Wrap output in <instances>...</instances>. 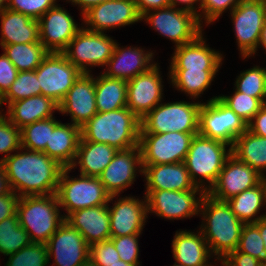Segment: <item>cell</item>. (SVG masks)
Segmentation results:
<instances>
[{"instance_id":"cell-27","label":"cell","mask_w":266,"mask_h":266,"mask_svg":"<svg viewBox=\"0 0 266 266\" xmlns=\"http://www.w3.org/2000/svg\"><path fill=\"white\" fill-rule=\"evenodd\" d=\"M196 232L187 229L176 231L171 243L175 263L182 266H214L210 262L214 256L203 234L199 229Z\"/></svg>"},{"instance_id":"cell-50","label":"cell","mask_w":266,"mask_h":266,"mask_svg":"<svg viewBox=\"0 0 266 266\" xmlns=\"http://www.w3.org/2000/svg\"><path fill=\"white\" fill-rule=\"evenodd\" d=\"M221 266H263V262L252 255L239 252L237 249L231 251L223 260Z\"/></svg>"},{"instance_id":"cell-46","label":"cell","mask_w":266,"mask_h":266,"mask_svg":"<svg viewBox=\"0 0 266 266\" xmlns=\"http://www.w3.org/2000/svg\"><path fill=\"white\" fill-rule=\"evenodd\" d=\"M57 2V0H7V9L25 14L34 20H39Z\"/></svg>"},{"instance_id":"cell-25","label":"cell","mask_w":266,"mask_h":266,"mask_svg":"<svg viewBox=\"0 0 266 266\" xmlns=\"http://www.w3.org/2000/svg\"><path fill=\"white\" fill-rule=\"evenodd\" d=\"M142 166L146 190H202L192 182L185 162Z\"/></svg>"},{"instance_id":"cell-6","label":"cell","mask_w":266,"mask_h":266,"mask_svg":"<svg viewBox=\"0 0 266 266\" xmlns=\"http://www.w3.org/2000/svg\"><path fill=\"white\" fill-rule=\"evenodd\" d=\"M201 101L160 102L140 120V133H198Z\"/></svg>"},{"instance_id":"cell-30","label":"cell","mask_w":266,"mask_h":266,"mask_svg":"<svg viewBox=\"0 0 266 266\" xmlns=\"http://www.w3.org/2000/svg\"><path fill=\"white\" fill-rule=\"evenodd\" d=\"M58 111V104L44 95L31 96L23 100L12 102L5 115L18 129L36 121L53 117Z\"/></svg>"},{"instance_id":"cell-63","label":"cell","mask_w":266,"mask_h":266,"mask_svg":"<svg viewBox=\"0 0 266 266\" xmlns=\"http://www.w3.org/2000/svg\"><path fill=\"white\" fill-rule=\"evenodd\" d=\"M264 85H265V97H266V67H265V80H264Z\"/></svg>"},{"instance_id":"cell-29","label":"cell","mask_w":266,"mask_h":266,"mask_svg":"<svg viewBox=\"0 0 266 266\" xmlns=\"http://www.w3.org/2000/svg\"><path fill=\"white\" fill-rule=\"evenodd\" d=\"M0 46L40 42L39 21L25 14L4 9L0 13Z\"/></svg>"},{"instance_id":"cell-28","label":"cell","mask_w":266,"mask_h":266,"mask_svg":"<svg viewBox=\"0 0 266 266\" xmlns=\"http://www.w3.org/2000/svg\"><path fill=\"white\" fill-rule=\"evenodd\" d=\"M80 139L81 127L60 121L50 131L49 143L46 144L44 153L64 168H69L75 161Z\"/></svg>"},{"instance_id":"cell-52","label":"cell","mask_w":266,"mask_h":266,"mask_svg":"<svg viewBox=\"0 0 266 266\" xmlns=\"http://www.w3.org/2000/svg\"><path fill=\"white\" fill-rule=\"evenodd\" d=\"M247 130L256 136L266 138V104L255 114L247 124Z\"/></svg>"},{"instance_id":"cell-3","label":"cell","mask_w":266,"mask_h":266,"mask_svg":"<svg viewBox=\"0 0 266 266\" xmlns=\"http://www.w3.org/2000/svg\"><path fill=\"white\" fill-rule=\"evenodd\" d=\"M140 128V119L127 107L97 112L81 127V139L123 150L139 146Z\"/></svg>"},{"instance_id":"cell-40","label":"cell","mask_w":266,"mask_h":266,"mask_svg":"<svg viewBox=\"0 0 266 266\" xmlns=\"http://www.w3.org/2000/svg\"><path fill=\"white\" fill-rule=\"evenodd\" d=\"M265 67L255 65L245 71L240 72L234 82L236 91L247 94L255 98H259L266 104L265 97Z\"/></svg>"},{"instance_id":"cell-43","label":"cell","mask_w":266,"mask_h":266,"mask_svg":"<svg viewBox=\"0 0 266 266\" xmlns=\"http://www.w3.org/2000/svg\"><path fill=\"white\" fill-rule=\"evenodd\" d=\"M237 250L252 255L263 263L266 262L264 241L259 228L254 223L243 225Z\"/></svg>"},{"instance_id":"cell-31","label":"cell","mask_w":266,"mask_h":266,"mask_svg":"<svg viewBox=\"0 0 266 266\" xmlns=\"http://www.w3.org/2000/svg\"><path fill=\"white\" fill-rule=\"evenodd\" d=\"M117 149L104 143L80 139L76 158L71 169L80 168V174L99 177L117 153Z\"/></svg>"},{"instance_id":"cell-62","label":"cell","mask_w":266,"mask_h":266,"mask_svg":"<svg viewBox=\"0 0 266 266\" xmlns=\"http://www.w3.org/2000/svg\"><path fill=\"white\" fill-rule=\"evenodd\" d=\"M3 104H4V102H3V95L0 93V107H2L3 106ZM1 110H0V116H3V115H5L2 111V108H0ZM3 113V114H2Z\"/></svg>"},{"instance_id":"cell-8","label":"cell","mask_w":266,"mask_h":266,"mask_svg":"<svg viewBox=\"0 0 266 266\" xmlns=\"http://www.w3.org/2000/svg\"><path fill=\"white\" fill-rule=\"evenodd\" d=\"M141 21L148 23L159 35L173 41L175 47L194 41L204 31L197 15L179 6L149 11L141 16Z\"/></svg>"},{"instance_id":"cell-21","label":"cell","mask_w":266,"mask_h":266,"mask_svg":"<svg viewBox=\"0 0 266 266\" xmlns=\"http://www.w3.org/2000/svg\"><path fill=\"white\" fill-rule=\"evenodd\" d=\"M260 180L261 174L231 155L226 160L216 182L206 194L215 200L227 201L244 190L255 187L261 182Z\"/></svg>"},{"instance_id":"cell-61","label":"cell","mask_w":266,"mask_h":266,"mask_svg":"<svg viewBox=\"0 0 266 266\" xmlns=\"http://www.w3.org/2000/svg\"><path fill=\"white\" fill-rule=\"evenodd\" d=\"M266 173H262L261 174V183L263 184V187H264V189H265V191H266V175H265Z\"/></svg>"},{"instance_id":"cell-9","label":"cell","mask_w":266,"mask_h":266,"mask_svg":"<svg viewBox=\"0 0 266 266\" xmlns=\"http://www.w3.org/2000/svg\"><path fill=\"white\" fill-rule=\"evenodd\" d=\"M247 130L246 122L229 108L219 96L202 103L198 134L233 146L238 136Z\"/></svg>"},{"instance_id":"cell-60","label":"cell","mask_w":266,"mask_h":266,"mask_svg":"<svg viewBox=\"0 0 266 266\" xmlns=\"http://www.w3.org/2000/svg\"><path fill=\"white\" fill-rule=\"evenodd\" d=\"M7 8V0H0V13Z\"/></svg>"},{"instance_id":"cell-16","label":"cell","mask_w":266,"mask_h":266,"mask_svg":"<svg viewBox=\"0 0 266 266\" xmlns=\"http://www.w3.org/2000/svg\"><path fill=\"white\" fill-rule=\"evenodd\" d=\"M51 266H89L90 246L82 234L64 221L46 243Z\"/></svg>"},{"instance_id":"cell-38","label":"cell","mask_w":266,"mask_h":266,"mask_svg":"<svg viewBox=\"0 0 266 266\" xmlns=\"http://www.w3.org/2000/svg\"><path fill=\"white\" fill-rule=\"evenodd\" d=\"M58 123V119L51 117L23 127L21 129L22 148L44 152L46 144L49 143L50 131H53Z\"/></svg>"},{"instance_id":"cell-4","label":"cell","mask_w":266,"mask_h":266,"mask_svg":"<svg viewBox=\"0 0 266 266\" xmlns=\"http://www.w3.org/2000/svg\"><path fill=\"white\" fill-rule=\"evenodd\" d=\"M231 155L232 146L229 144L197 134L191 141L184 162L192 182L207 193Z\"/></svg>"},{"instance_id":"cell-22","label":"cell","mask_w":266,"mask_h":266,"mask_svg":"<svg viewBox=\"0 0 266 266\" xmlns=\"http://www.w3.org/2000/svg\"><path fill=\"white\" fill-rule=\"evenodd\" d=\"M58 112L71 116L72 124L82 127L96 113L95 77L82 73L58 105Z\"/></svg>"},{"instance_id":"cell-5","label":"cell","mask_w":266,"mask_h":266,"mask_svg":"<svg viewBox=\"0 0 266 266\" xmlns=\"http://www.w3.org/2000/svg\"><path fill=\"white\" fill-rule=\"evenodd\" d=\"M56 194L22 196L17 204L19 224L31 242L46 244L65 221Z\"/></svg>"},{"instance_id":"cell-41","label":"cell","mask_w":266,"mask_h":266,"mask_svg":"<svg viewBox=\"0 0 266 266\" xmlns=\"http://www.w3.org/2000/svg\"><path fill=\"white\" fill-rule=\"evenodd\" d=\"M219 98L233 110L246 124H248L255 114L265 105L259 98L248 96L245 93L234 91L230 95H218Z\"/></svg>"},{"instance_id":"cell-10","label":"cell","mask_w":266,"mask_h":266,"mask_svg":"<svg viewBox=\"0 0 266 266\" xmlns=\"http://www.w3.org/2000/svg\"><path fill=\"white\" fill-rule=\"evenodd\" d=\"M116 43L105 33L92 32L83 27L62 53L82 73H91L92 67L107 65Z\"/></svg>"},{"instance_id":"cell-64","label":"cell","mask_w":266,"mask_h":266,"mask_svg":"<svg viewBox=\"0 0 266 266\" xmlns=\"http://www.w3.org/2000/svg\"><path fill=\"white\" fill-rule=\"evenodd\" d=\"M172 266H182V265L174 263Z\"/></svg>"},{"instance_id":"cell-20","label":"cell","mask_w":266,"mask_h":266,"mask_svg":"<svg viewBox=\"0 0 266 266\" xmlns=\"http://www.w3.org/2000/svg\"><path fill=\"white\" fill-rule=\"evenodd\" d=\"M118 197H110L109 202H112V206L108 203L111 237L142 234L148 218L146 196L144 195L143 199L135 196Z\"/></svg>"},{"instance_id":"cell-53","label":"cell","mask_w":266,"mask_h":266,"mask_svg":"<svg viewBox=\"0 0 266 266\" xmlns=\"http://www.w3.org/2000/svg\"><path fill=\"white\" fill-rule=\"evenodd\" d=\"M139 14H143L155 10L162 9L170 6L169 0H134Z\"/></svg>"},{"instance_id":"cell-14","label":"cell","mask_w":266,"mask_h":266,"mask_svg":"<svg viewBox=\"0 0 266 266\" xmlns=\"http://www.w3.org/2000/svg\"><path fill=\"white\" fill-rule=\"evenodd\" d=\"M205 194L203 190H145L144 195L148 214L153 213L162 219L184 220L199 215L200 203Z\"/></svg>"},{"instance_id":"cell-59","label":"cell","mask_w":266,"mask_h":266,"mask_svg":"<svg viewBox=\"0 0 266 266\" xmlns=\"http://www.w3.org/2000/svg\"><path fill=\"white\" fill-rule=\"evenodd\" d=\"M141 264H129V263H126L124 262L123 260L119 259L117 261V263H115L114 265L112 266H140Z\"/></svg>"},{"instance_id":"cell-49","label":"cell","mask_w":266,"mask_h":266,"mask_svg":"<svg viewBox=\"0 0 266 266\" xmlns=\"http://www.w3.org/2000/svg\"><path fill=\"white\" fill-rule=\"evenodd\" d=\"M19 71L10 61V59L2 53L0 55V93L4 95L17 78Z\"/></svg>"},{"instance_id":"cell-19","label":"cell","mask_w":266,"mask_h":266,"mask_svg":"<svg viewBox=\"0 0 266 266\" xmlns=\"http://www.w3.org/2000/svg\"><path fill=\"white\" fill-rule=\"evenodd\" d=\"M40 43L48 52L62 53L83 28L64 7L56 4L39 18Z\"/></svg>"},{"instance_id":"cell-32","label":"cell","mask_w":266,"mask_h":266,"mask_svg":"<svg viewBox=\"0 0 266 266\" xmlns=\"http://www.w3.org/2000/svg\"><path fill=\"white\" fill-rule=\"evenodd\" d=\"M226 202L244 224L256 223L259 219L266 217V212L258 216L261 209L264 206L266 208V191L261 182L255 187L229 198Z\"/></svg>"},{"instance_id":"cell-57","label":"cell","mask_w":266,"mask_h":266,"mask_svg":"<svg viewBox=\"0 0 266 266\" xmlns=\"http://www.w3.org/2000/svg\"><path fill=\"white\" fill-rule=\"evenodd\" d=\"M260 231V235L262 236V239L264 241V247L266 250V217L259 219L256 223H254Z\"/></svg>"},{"instance_id":"cell-44","label":"cell","mask_w":266,"mask_h":266,"mask_svg":"<svg viewBox=\"0 0 266 266\" xmlns=\"http://www.w3.org/2000/svg\"><path fill=\"white\" fill-rule=\"evenodd\" d=\"M21 147V129L12 124L6 115L0 116V153L3 154L0 163Z\"/></svg>"},{"instance_id":"cell-1","label":"cell","mask_w":266,"mask_h":266,"mask_svg":"<svg viewBox=\"0 0 266 266\" xmlns=\"http://www.w3.org/2000/svg\"><path fill=\"white\" fill-rule=\"evenodd\" d=\"M1 164L4 166L12 191L19 197L56 194L64 169L46 153L22 147Z\"/></svg>"},{"instance_id":"cell-15","label":"cell","mask_w":266,"mask_h":266,"mask_svg":"<svg viewBox=\"0 0 266 266\" xmlns=\"http://www.w3.org/2000/svg\"><path fill=\"white\" fill-rule=\"evenodd\" d=\"M82 20L86 30L104 33L140 22L141 15L134 0H108L91 7Z\"/></svg>"},{"instance_id":"cell-55","label":"cell","mask_w":266,"mask_h":266,"mask_svg":"<svg viewBox=\"0 0 266 266\" xmlns=\"http://www.w3.org/2000/svg\"><path fill=\"white\" fill-rule=\"evenodd\" d=\"M108 0H66V2H71L72 5L78 6V8L81 10V16L88 11L91 7L96 6L100 3H103Z\"/></svg>"},{"instance_id":"cell-45","label":"cell","mask_w":266,"mask_h":266,"mask_svg":"<svg viewBox=\"0 0 266 266\" xmlns=\"http://www.w3.org/2000/svg\"><path fill=\"white\" fill-rule=\"evenodd\" d=\"M242 0H201L199 22L202 26L214 23L228 9L230 12ZM204 20V21H203ZM203 22H205L203 24Z\"/></svg>"},{"instance_id":"cell-48","label":"cell","mask_w":266,"mask_h":266,"mask_svg":"<svg viewBox=\"0 0 266 266\" xmlns=\"http://www.w3.org/2000/svg\"><path fill=\"white\" fill-rule=\"evenodd\" d=\"M141 234L110 237L119 258L129 264H140L139 261V240Z\"/></svg>"},{"instance_id":"cell-34","label":"cell","mask_w":266,"mask_h":266,"mask_svg":"<svg viewBox=\"0 0 266 266\" xmlns=\"http://www.w3.org/2000/svg\"><path fill=\"white\" fill-rule=\"evenodd\" d=\"M232 155L259 174L266 172V138L246 130L232 146Z\"/></svg>"},{"instance_id":"cell-33","label":"cell","mask_w":266,"mask_h":266,"mask_svg":"<svg viewBox=\"0 0 266 266\" xmlns=\"http://www.w3.org/2000/svg\"><path fill=\"white\" fill-rule=\"evenodd\" d=\"M95 77L97 112H108L127 107V81L110 78L100 72Z\"/></svg>"},{"instance_id":"cell-35","label":"cell","mask_w":266,"mask_h":266,"mask_svg":"<svg viewBox=\"0 0 266 266\" xmlns=\"http://www.w3.org/2000/svg\"><path fill=\"white\" fill-rule=\"evenodd\" d=\"M219 70H169L170 84L189 99H197L209 89Z\"/></svg>"},{"instance_id":"cell-36","label":"cell","mask_w":266,"mask_h":266,"mask_svg":"<svg viewBox=\"0 0 266 266\" xmlns=\"http://www.w3.org/2000/svg\"><path fill=\"white\" fill-rule=\"evenodd\" d=\"M2 49L19 72L36 70L49 53L40 42L9 44Z\"/></svg>"},{"instance_id":"cell-11","label":"cell","mask_w":266,"mask_h":266,"mask_svg":"<svg viewBox=\"0 0 266 266\" xmlns=\"http://www.w3.org/2000/svg\"><path fill=\"white\" fill-rule=\"evenodd\" d=\"M198 133H140L142 165L184 162L194 135Z\"/></svg>"},{"instance_id":"cell-13","label":"cell","mask_w":266,"mask_h":266,"mask_svg":"<svg viewBox=\"0 0 266 266\" xmlns=\"http://www.w3.org/2000/svg\"><path fill=\"white\" fill-rule=\"evenodd\" d=\"M41 95L58 105L82 72L63 53L49 52L36 68Z\"/></svg>"},{"instance_id":"cell-26","label":"cell","mask_w":266,"mask_h":266,"mask_svg":"<svg viewBox=\"0 0 266 266\" xmlns=\"http://www.w3.org/2000/svg\"><path fill=\"white\" fill-rule=\"evenodd\" d=\"M65 221L82 234L89 246L111 237L108 204L76 210Z\"/></svg>"},{"instance_id":"cell-54","label":"cell","mask_w":266,"mask_h":266,"mask_svg":"<svg viewBox=\"0 0 266 266\" xmlns=\"http://www.w3.org/2000/svg\"><path fill=\"white\" fill-rule=\"evenodd\" d=\"M169 3H170V6L176 7V8H178L177 7L178 5L181 4L183 6V4H184V7H180V8L183 10H187V11L192 12L193 14L197 15V17L199 19L201 0H169Z\"/></svg>"},{"instance_id":"cell-18","label":"cell","mask_w":266,"mask_h":266,"mask_svg":"<svg viewBox=\"0 0 266 266\" xmlns=\"http://www.w3.org/2000/svg\"><path fill=\"white\" fill-rule=\"evenodd\" d=\"M138 172L143 174L142 155L140 146H133L118 150L99 179L111 196H118L134 184Z\"/></svg>"},{"instance_id":"cell-7","label":"cell","mask_w":266,"mask_h":266,"mask_svg":"<svg viewBox=\"0 0 266 266\" xmlns=\"http://www.w3.org/2000/svg\"><path fill=\"white\" fill-rule=\"evenodd\" d=\"M71 170L70 167L62 170L56 191L60 210L66 211L64 218L76 210L109 203L111 195L99 177L79 174V177L71 178Z\"/></svg>"},{"instance_id":"cell-39","label":"cell","mask_w":266,"mask_h":266,"mask_svg":"<svg viewBox=\"0 0 266 266\" xmlns=\"http://www.w3.org/2000/svg\"><path fill=\"white\" fill-rule=\"evenodd\" d=\"M37 95H41V87L36 71H23L18 73L15 81L3 95V102L8 107L12 102Z\"/></svg>"},{"instance_id":"cell-24","label":"cell","mask_w":266,"mask_h":266,"mask_svg":"<svg viewBox=\"0 0 266 266\" xmlns=\"http://www.w3.org/2000/svg\"><path fill=\"white\" fill-rule=\"evenodd\" d=\"M154 52L141 47L115 45L113 55L103 71V74L116 79L129 81L133 77L147 72L156 63ZM154 62V63H153Z\"/></svg>"},{"instance_id":"cell-51","label":"cell","mask_w":266,"mask_h":266,"mask_svg":"<svg viewBox=\"0 0 266 266\" xmlns=\"http://www.w3.org/2000/svg\"><path fill=\"white\" fill-rule=\"evenodd\" d=\"M19 198L14 191L0 196V222L16 214Z\"/></svg>"},{"instance_id":"cell-58","label":"cell","mask_w":266,"mask_h":266,"mask_svg":"<svg viewBox=\"0 0 266 266\" xmlns=\"http://www.w3.org/2000/svg\"><path fill=\"white\" fill-rule=\"evenodd\" d=\"M258 48H263V50L265 49L266 51V19L264 21L263 28L261 30L257 51H258Z\"/></svg>"},{"instance_id":"cell-2","label":"cell","mask_w":266,"mask_h":266,"mask_svg":"<svg viewBox=\"0 0 266 266\" xmlns=\"http://www.w3.org/2000/svg\"><path fill=\"white\" fill-rule=\"evenodd\" d=\"M199 214L202 215L199 230L214 256V261L220 262L237 249L244 223L232 212L226 201L215 200L208 194L201 200Z\"/></svg>"},{"instance_id":"cell-37","label":"cell","mask_w":266,"mask_h":266,"mask_svg":"<svg viewBox=\"0 0 266 266\" xmlns=\"http://www.w3.org/2000/svg\"><path fill=\"white\" fill-rule=\"evenodd\" d=\"M31 243L27 231L20 226L17 214L0 222V254L5 257Z\"/></svg>"},{"instance_id":"cell-47","label":"cell","mask_w":266,"mask_h":266,"mask_svg":"<svg viewBox=\"0 0 266 266\" xmlns=\"http://www.w3.org/2000/svg\"><path fill=\"white\" fill-rule=\"evenodd\" d=\"M119 259V254L110 239L90 246L89 266H112Z\"/></svg>"},{"instance_id":"cell-17","label":"cell","mask_w":266,"mask_h":266,"mask_svg":"<svg viewBox=\"0 0 266 266\" xmlns=\"http://www.w3.org/2000/svg\"><path fill=\"white\" fill-rule=\"evenodd\" d=\"M162 83L164 82L157 62L147 72L127 81V108L140 120L162 102Z\"/></svg>"},{"instance_id":"cell-56","label":"cell","mask_w":266,"mask_h":266,"mask_svg":"<svg viewBox=\"0 0 266 266\" xmlns=\"http://www.w3.org/2000/svg\"><path fill=\"white\" fill-rule=\"evenodd\" d=\"M11 186L9 183V179L6 175V171L4 166L0 163V196L5 195L11 192Z\"/></svg>"},{"instance_id":"cell-42","label":"cell","mask_w":266,"mask_h":266,"mask_svg":"<svg viewBox=\"0 0 266 266\" xmlns=\"http://www.w3.org/2000/svg\"><path fill=\"white\" fill-rule=\"evenodd\" d=\"M5 266H48L46 244L31 242L16 253L7 255Z\"/></svg>"},{"instance_id":"cell-23","label":"cell","mask_w":266,"mask_h":266,"mask_svg":"<svg viewBox=\"0 0 266 266\" xmlns=\"http://www.w3.org/2000/svg\"><path fill=\"white\" fill-rule=\"evenodd\" d=\"M204 32L194 41L174 48L169 70H220L223 54L206 44Z\"/></svg>"},{"instance_id":"cell-12","label":"cell","mask_w":266,"mask_h":266,"mask_svg":"<svg viewBox=\"0 0 266 266\" xmlns=\"http://www.w3.org/2000/svg\"><path fill=\"white\" fill-rule=\"evenodd\" d=\"M230 15L240 56L249 59L257 52L266 19V0H242Z\"/></svg>"}]
</instances>
